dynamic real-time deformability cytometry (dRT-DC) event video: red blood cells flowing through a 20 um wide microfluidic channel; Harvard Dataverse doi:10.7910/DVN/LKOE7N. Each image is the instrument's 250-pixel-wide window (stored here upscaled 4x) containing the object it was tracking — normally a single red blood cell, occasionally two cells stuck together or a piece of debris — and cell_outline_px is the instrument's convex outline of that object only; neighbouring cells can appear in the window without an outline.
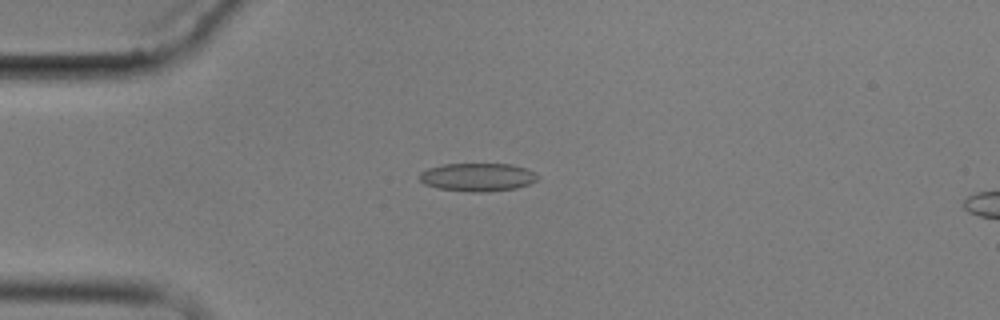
{"species": "common noctule bat (a hibernating species)", "species_latin": "Nyctalus noctula", "temperature_condition": "cold", "stored_images_in_passage": 10, "camera_frame_rate_fps": 3000, "um_per_image_px": 0.085, "animal": {"sex": "male", "body_mass_g": 17.9}, "frame": {"image": 1, "passage_image": 4, "time_ms": 3.333, "image_size_px": [1000, 320], "cell_outline_px": [[540, 176], [536, 180], [528, 184], [516, 188], [484, 192], [472, 192], [436, 188], [424, 184], [420, 180], [420, 172], [428, 168], [444, 164], [512, 164], [528, 168]], "centroid_in_image_um": [40.6, 15.05], "position_along_channel_um": 44.4, "area_um2": 19.48}}
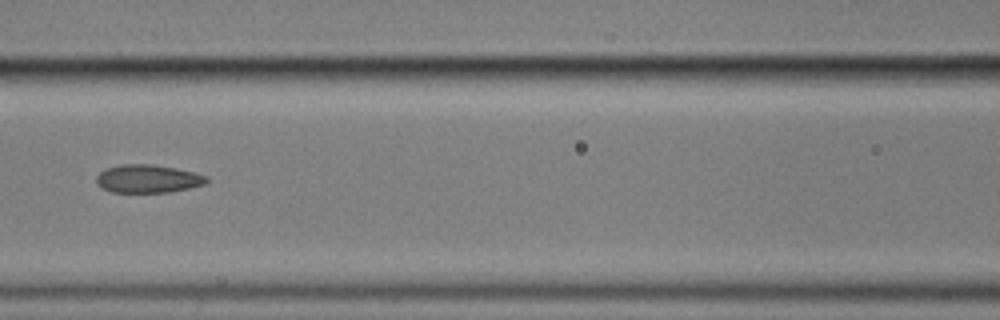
{"frame": {"image": 2, "passage_image": 7, "time_ms": 7.0, "image_size_px": [1000, 320], "cell_outline_px": [[208, 180], [204, 184], [188, 188], [168, 192], [112, 192], [100, 188], [96, 184], [96, 176], [100, 172], [108, 168], [120, 164], [152, 164], [176, 168], [196, 172], [208, 176]], "centroid_in_image_um": [12.56, 15.19], "position_along_channel_um": 154.0, "area_um2": 18.15}}
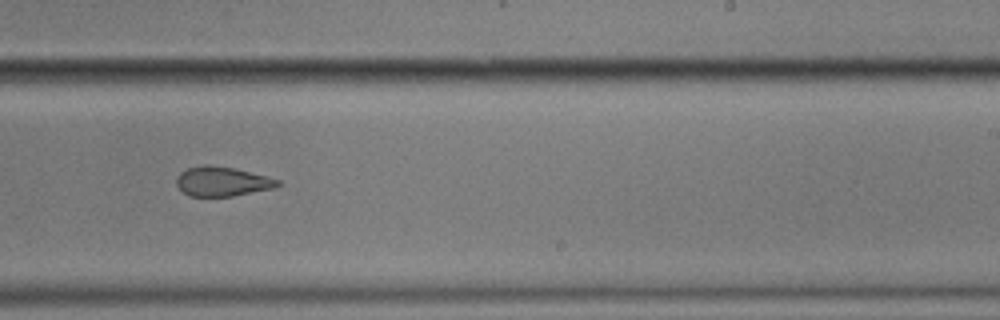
{"frame": {"image": 3, "passage_image": 10, "time_ms": 10.333, "image_size_px": [1000, 320], "cell_outline_px": [[280, 184], [272, 188], [232, 196], [188, 196], [176, 184], [176, 176], [180, 172], [188, 168], [204, 164], [208, 164], [236, 168], [280, 180]], "centroid_in_image_um": [18.84, 15.41], "position_along_channel_um": 270.2, "area_um2": 17.34}}